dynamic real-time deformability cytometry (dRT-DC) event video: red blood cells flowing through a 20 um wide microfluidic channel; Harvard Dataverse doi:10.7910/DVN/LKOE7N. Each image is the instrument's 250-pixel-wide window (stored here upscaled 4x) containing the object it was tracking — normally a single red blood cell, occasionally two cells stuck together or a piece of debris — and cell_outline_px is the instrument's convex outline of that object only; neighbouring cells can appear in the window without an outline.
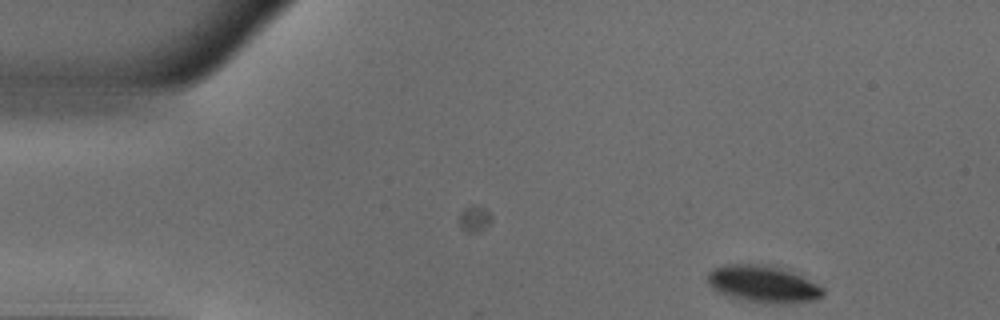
{"species": "common noctule bat (a hibernating species)", "species_latin": "Nyctalus noctula", "temperature_condition": "warm", "stored_images_in_passage": 4, "camera_frame_rate_fps": 3000, "um_per_image_px": 0.085, "animal": {"sex": "male", "body_mass_g": 18.8}, "frame": {"image": 1, "passage_image": 4, "time_ms": 1.0, "image_size_px": [1000, 320], "cell_outline_px": [[824, 296], [816, 300], [784, 304], [780, 304], [748, 300], [728, 296], [716, 292], [708, 284], [708, 272], [712, 268], [724, 264], [772, 264], [792, 272], [824, 288]], "centroid_in_image_um": [64.85, 24.13], "position_along_channel_um": 20.2, "area_um2": 24.97}}